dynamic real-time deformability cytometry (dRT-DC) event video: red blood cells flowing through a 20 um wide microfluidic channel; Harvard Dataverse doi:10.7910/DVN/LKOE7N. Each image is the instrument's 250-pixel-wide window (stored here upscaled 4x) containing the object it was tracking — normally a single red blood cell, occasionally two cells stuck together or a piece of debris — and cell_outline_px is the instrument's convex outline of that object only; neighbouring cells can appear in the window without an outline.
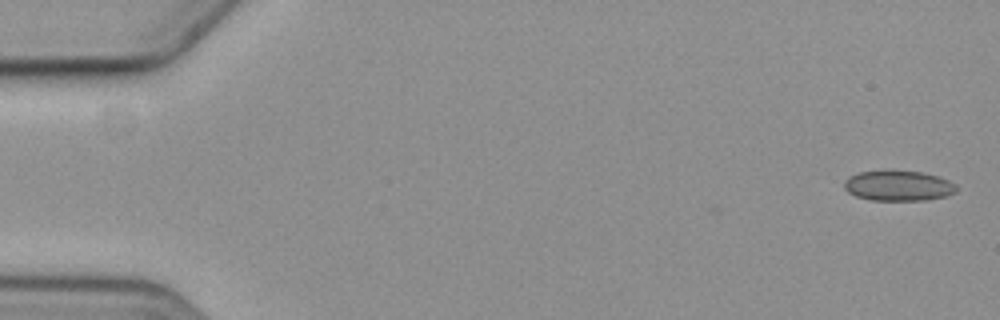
{"species": "common noctule bat (a hibernating species)", "species_latin": "Nyctalus noctula", "temperature_condition": "cold", "stored_images_in_passage": 2, "camera_frame_rate_fps": 3000, "um_per_image_px": 0.085, "animal": {"sex": "female", "body_mass_g": 19.3, "forearm_length_mm": 54.1}, "frame": {"image": 1, "passage_image": 2, "time_ms": 0.333, "image_size_px": [1000, 320], "cell_outline_px": [[956, 192], [944, 196], [924, 200], [872, 200], [856, 196], [848, 192], [844, 188], [844, 180], [848, 176], [860, 172], [892, 168], [920, 172], [936, 176], [948, 180], [956, 184]], "centroid_in_image_um": [76.31, 15.75], "position_along_channel_um": 8.7, "area_um2": 20.17}}